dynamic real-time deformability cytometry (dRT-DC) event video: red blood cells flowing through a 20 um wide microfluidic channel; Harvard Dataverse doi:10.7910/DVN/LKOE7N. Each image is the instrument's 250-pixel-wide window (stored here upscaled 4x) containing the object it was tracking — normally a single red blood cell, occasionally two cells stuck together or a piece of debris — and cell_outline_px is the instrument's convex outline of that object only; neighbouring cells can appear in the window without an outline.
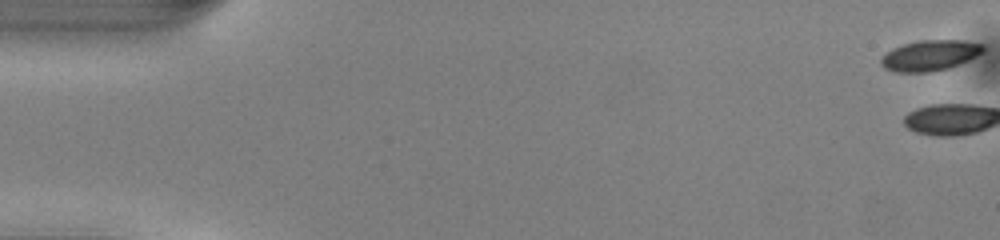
{"species": "common noctule bat (a hibernating species)", "species_latin": "Nyctalus noctula", "temperature_condition": "warm", "stored_images_in_passage": 51, "camera_frame_rate_fps": 3000, "um_per_image_px": 0.085, "animal": {"sex": "male", "body_mass_g": 13.0, "forearm_length_mm": 53.1}, "frame": {"image": 1, "passage_image": 1, "time_ms": 0.0, "image_size_px": [1000, 240], "cell_outline_px": [[984, 48], [980, 52], [968, 60], [948, 68], [932, 72], [896, 72], [884, 68], [880, 64], [880, 60], [892, 48], [904, 44], [920, 40], [964, 40], [984, 44]], "centroid_in_image_um": [79.02, 4.71], "position_along_channel_um": 6.0, "area_um2": 18.03}}